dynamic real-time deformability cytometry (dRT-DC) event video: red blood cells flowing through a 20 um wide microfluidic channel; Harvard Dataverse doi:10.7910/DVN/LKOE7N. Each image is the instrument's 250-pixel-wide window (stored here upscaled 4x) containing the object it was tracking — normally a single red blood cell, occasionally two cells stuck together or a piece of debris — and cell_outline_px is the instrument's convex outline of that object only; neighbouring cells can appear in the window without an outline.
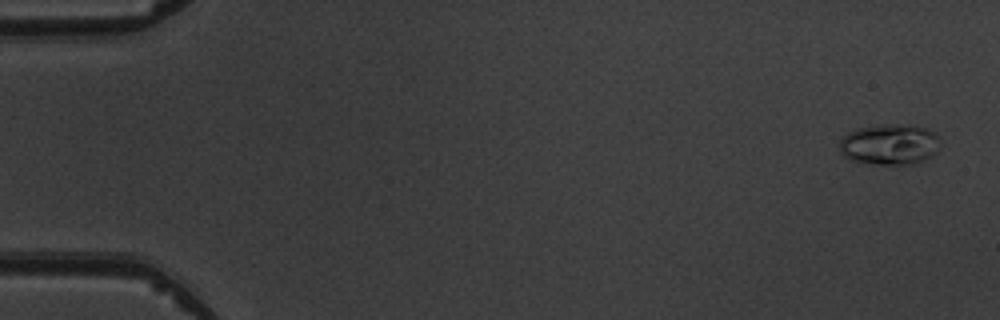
{"species": "common noctule bat (a hibernating species)", "species_latin": "Nyctalus noctula", "temperature_condition": "warm", "stored_images_in_passage": 5, "segment_of_instrument_passage": [2, 2], "camera_frame_rate_fps": 3000, "um_per_image_px": 0.085, "animal": {"sex": "male", "body_mass_g": 19.5, "forearm_length_mm": 54.6}, "frame": {"image": 1, "passage_image": 5, "time_ms": 5.667, "image_size_px": [1000, 320], "cell_outline_px": [[940, 148], [932, 156], [916, 164], [876, 164], [852, 160], [844, 156], [840, 152], [840, 140], [848, 132], [856, 128], [884, 124], [908, 124], [928, 128], [936, 132], [940, 144]], "centroid_in_image_um": [75.66, 12.26], "position_along_channel_um": 9.3, "area_um2": 24.28}}